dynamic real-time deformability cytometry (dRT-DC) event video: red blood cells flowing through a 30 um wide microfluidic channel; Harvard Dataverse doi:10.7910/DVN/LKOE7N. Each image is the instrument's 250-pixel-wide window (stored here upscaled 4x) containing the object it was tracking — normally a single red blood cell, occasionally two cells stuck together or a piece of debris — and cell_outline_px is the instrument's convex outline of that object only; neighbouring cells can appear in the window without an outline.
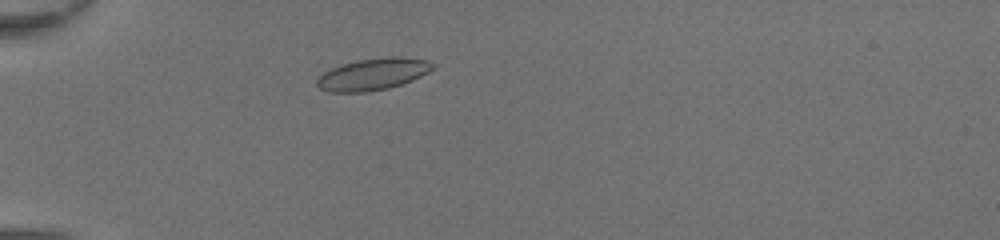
{"species": "common noctule bat (a hibernating species)", "species_latin": "Nyctalus noctula", "temperature_condition": "room temperature", "stored_images_in_passage": 40, "camera_frame_rate_fps": 3000, "um_per_image_px": 0.085, "animal": {"sex": "female", "body_mass_g": 20.0, "forearm_length_mm": 54.0}, "frame": {"image": 1, "passage_image": 7, "time_ms": 2.0, "image_size_px": [1000, 240], "cell_outline_px": [[436, 68], [412, 80], [388, 88], [364, 92], [328, 92], [320, 88], [316, 84], [316, 80], [324, 72], [340, 64], [356, 60], [392, 56], [400, 56], [428, 60], [436, 64]], "centroid_in_image_um": [31.72, 6.29], "position_along_channel_um": 53.3, "area_um2": 21.56}}
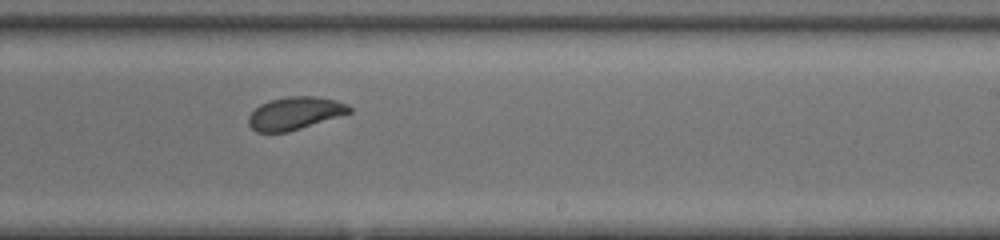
{"frame": {"image": 2, "passage_image": 23, "time_ms": 7.333, "image_size_px": [1000, 240], "cell_outline_px": [[352, 112], [288, 132], [256, 132], [248, 124], [248, 116], [260, 104], [268, 100], [288, 96], [316, 96], [336, 100], [348, 104], [352, 108]], "centroid_in_image_um": [25.06, 9.62], "position_along_channel_um": 263.9, "area_um2": 19.25}}
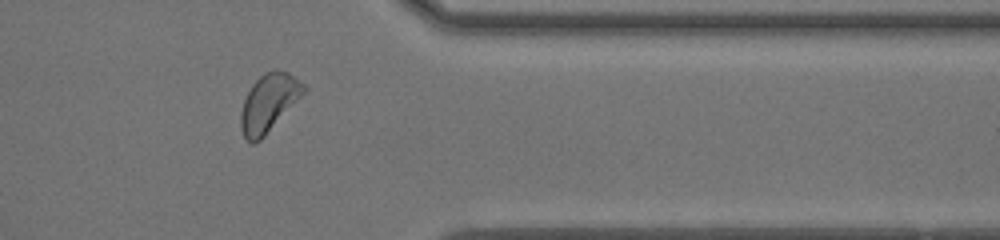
{"frame": {"image": 3, "passage_image": 32, "time_ms": 10.333, "image_size_px": [1000, 240], "cell_outline_px": [[308, 88], [264, 136], [256, 144], [252, 144], [244, 136], [240, 128], [240, 112], [244, 100], [252, 84], [264, 72], [276, 68], [288, 72], [304, 84]], "centroid_in_image_um": [22.82, 8.72], "position_along_channel_um": 388.6, "area_um2": 20.98}, "authors_computed_cell_mechanics": {"area_um2": 20.4323, "velocity_mm_per_s": 4.3947, "shape_relaxation_time_tau1_ms": 2.389, "shape_relaxation_time_tau2_ms": 1.1148, "deformation_change_tau1": 0.1038, "deformation_change_tau2": 0.0626}}